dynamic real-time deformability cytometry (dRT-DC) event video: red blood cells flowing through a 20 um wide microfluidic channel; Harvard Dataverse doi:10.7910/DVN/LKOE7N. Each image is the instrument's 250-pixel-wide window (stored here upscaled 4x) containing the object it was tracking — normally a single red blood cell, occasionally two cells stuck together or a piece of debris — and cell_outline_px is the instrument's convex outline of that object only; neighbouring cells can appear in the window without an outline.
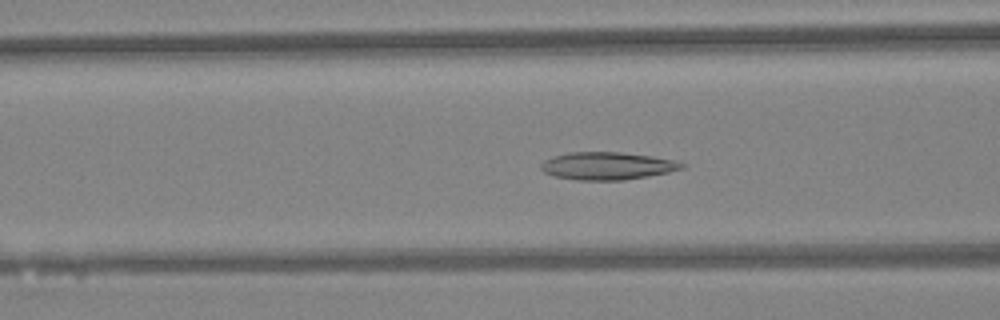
{"species": "Egyptian fruit bat (a non-hibernating species)", "species_latin": "Rousettus aegyptiacus", "temperature_condition": "warm", "stored_images_in_passage": 44, "camera_frame_rate_fps": 3000, "um_per_image_px": 0.085, "animal": {"sex": "female"}, "frame": {"image": 1, "passage_image": 15, "time_ms": 4.667, "image_size_px": [1000, 320], "cell_outline_px": [[688, 164], [684, 168], [668, 172], [648, 176], [624, 180], [576, 180], [552, 176], [544, 172], [540, 168], [540, 164], [544, 160], [552, 156], [568, 152], [620, 152], [652, 156], [672, 160]], "centroid_in_image_um": [51.59, 14.1], "position_along_channel_um": 115.0, "area_um2": 22.83}}
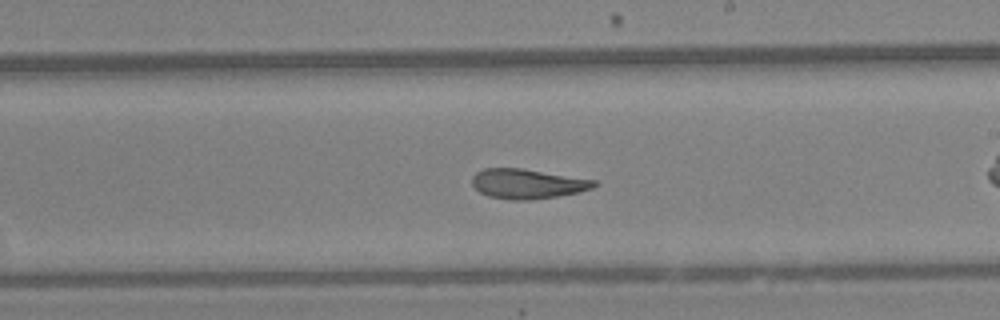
{"frame": {"image": 2, "passage_image": 24, "time_ms": 7.667, "image_size_px": [1000, 320], "cell_outline_px": [[596, 184], [592, 188], [580, 192], [532, 200], [512, 200], [488, 196], [480, 192], [472, 184], [472, 176], [476, 172], [484, 168], [520, 168], [596, 180]], "centroid_in_image_um": [44.81, 15.62], "position_along_channel_um": 244.2, "area_um2": 21.04}}
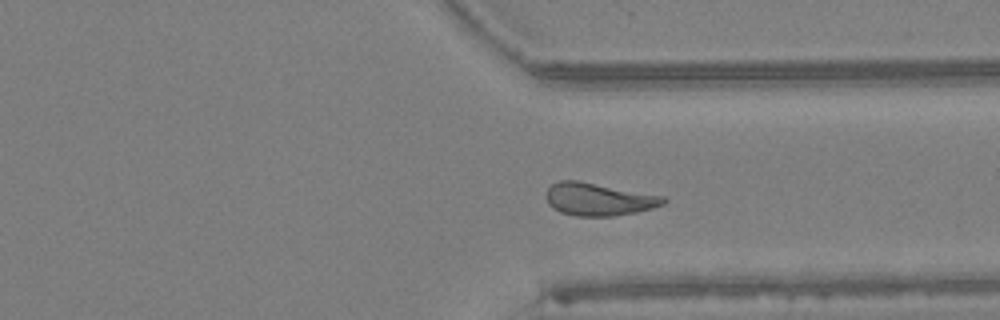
{"frame": {"image": 3, "passage_image": 32, "time_ms": 10.333, "image_size_px": [1000, 320], "cell_outline_px": [[668, 200], [664, 204], [652, 208], [636, 212], [612, 216], [576, 216], [560, 212], [552, 208], [548, 204], [544, 196], [548, 188], [552, 184], [560, 180], [576, 180], [664, 196]], "centroid_in_image_um": [50.85, 16.94], "position_along_channel_um": 360.6, "area_um2": 22.37}, "authors_computed_cell_mechanics": {"area_um2": 22.3108, "velocity_mm_per_s": 4.3144, "shape_relaxation_time_tau1_ms": null, "shape_relaxation_time_tau2_ms": 2.7907, "deformation_change_tau1": null, "deformation_change_tau2": 0.116}}